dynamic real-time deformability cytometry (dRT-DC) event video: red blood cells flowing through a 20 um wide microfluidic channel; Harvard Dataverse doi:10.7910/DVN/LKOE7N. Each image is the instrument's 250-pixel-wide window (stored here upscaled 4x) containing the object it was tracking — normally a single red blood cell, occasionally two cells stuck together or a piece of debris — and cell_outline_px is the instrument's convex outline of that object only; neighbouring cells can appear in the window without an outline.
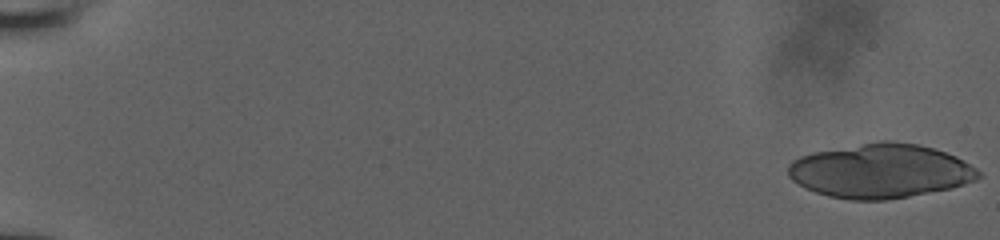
{"species": "human", "species_latin": "Homo sapiens", "temperature_condition": "room temperature", "stored_images_in_passage": 18, "camera_frame_rate_fps": 3000, "um_per_image_px": 0.085, "donor": {"sex": "male"}, "frame": {"image": 1, "passage_image": 1, "time_ms": 0.0, "image_size_px": [1000, 240], "cell_outline_px": [[984, 176], [976, 180], [964, 184], [948, 188], [908, 196], [884, 200], [852, 200], [828, 196], [816, 192], [792, 180], [788, 176], [788, 164], [792, 160], [800, 156], [812, 152], [880, 140], [892, 140], [920, 144], [956, 156], [964, 160], [976, 168]], "centroid_in_image_um": [74.83, 14.51], "position_along_channel_um": 10.2, "area_um2": 60.11}}